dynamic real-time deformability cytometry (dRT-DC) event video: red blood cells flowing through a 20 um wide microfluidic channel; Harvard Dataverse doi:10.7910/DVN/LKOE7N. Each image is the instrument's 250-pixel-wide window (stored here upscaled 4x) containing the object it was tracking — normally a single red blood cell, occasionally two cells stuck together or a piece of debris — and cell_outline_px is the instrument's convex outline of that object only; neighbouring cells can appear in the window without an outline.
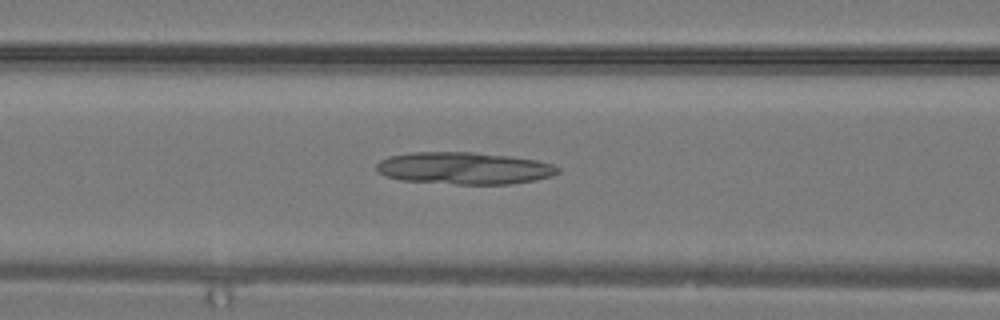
{"species": "common noctule bat (a hibernating species)", "species_latin": "Nyctalus noctula", "temperature_condition": "warm", "stored_images_in_passage": 12, "camera_frame_rate_fps": 3000, "um_per_image_px": 0.085, "animal": {"sex": "male", "body_mass_g": 19.2, "forearm_length_mm": 51.8}, "frame": {"image": 1, "passage_image": 4, "time_ms": 1.0, "image_size_px": [1000, 320], "cell_outline_px": [[560, 172], [552, 176], [536, 180], [508, 184], [456, 184], [400, 180], [384, 176], [376, 172], [376, 164], [380, 160], [388, 156], [412, 152], [472, 152], [508, 156], [536, 160], [552, 164], [560, 168]], "centroid_in_image_um": [39.42, 14.3], "position_along_channel_um": 127.2, "area_um2": 34.1}}
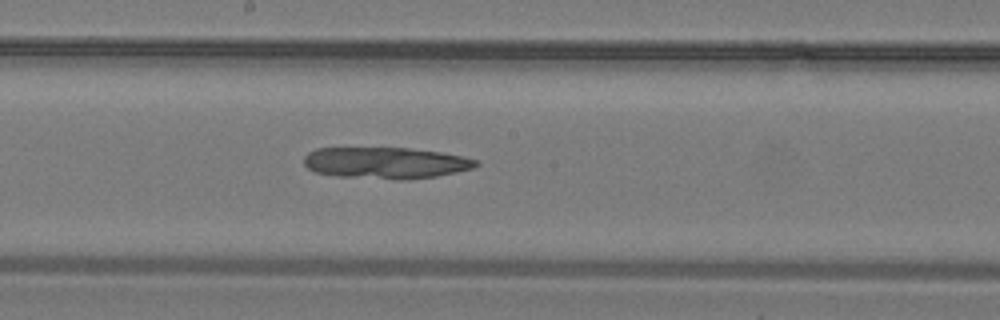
{"frame": {"image": 2, "passage_image": 8, "time_ms": 2.333, "image_size_px": [1000, 320], "cell_outline_px": [[480, 164], [472, 168], [456, 172], [436, 176], [408, 180], [396, 180], [336, 176], [316, 172], [308, 168], [304, 164], [304, 156], [308, 152], [316, 148], [408, 148], [440, 152], [464, 156], [480, 160]], "centroid_in_image_um": [32.8, 13.85], "position_along_channel_um": 215.4, "area_um2": 31.79}}
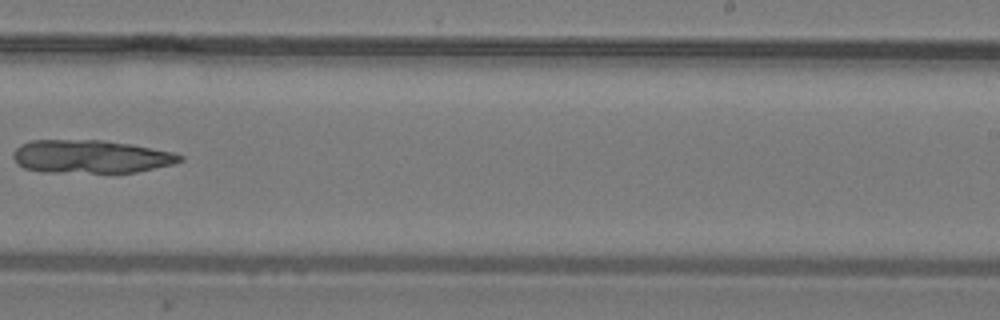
{"frame": {"image": 3, "passage_image": 11, "time_ms": 3.333, "image_size_px": [1000, 320], "cell_outline_px": [[184, 160], [172, 164], [136, 172], [44, 172], [24, 168], [16, 164], [12, 156], [12, 152], [20, 144], [32, 140], [104, 140], [132, 144], [172, 152], [184, 156]], "centroid_in_image_um": [7.68, 13.3], "position_along_channel_um": 281.3, "area_um2": 32.31}}